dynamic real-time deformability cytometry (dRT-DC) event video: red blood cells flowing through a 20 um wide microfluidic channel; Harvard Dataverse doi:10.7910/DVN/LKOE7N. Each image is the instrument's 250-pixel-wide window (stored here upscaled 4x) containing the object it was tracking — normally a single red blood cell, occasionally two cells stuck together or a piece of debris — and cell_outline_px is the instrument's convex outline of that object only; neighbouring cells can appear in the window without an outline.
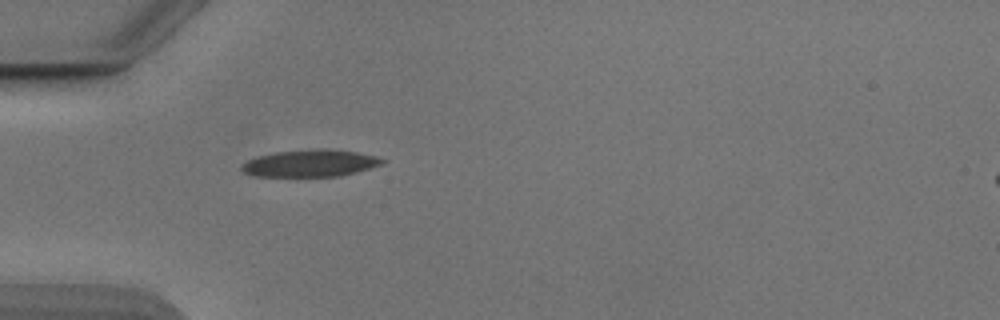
{"species": "Egyptian fruit bat (a non-hibernating species)", "species_latin": "Rousettus aegyptiacus", "temperature_condition": "cold", "stored_images_in_passage": 31, "camera_frame_rate_fps": 3000, "um_per_image_px": 0.085, "animal": {"sex": "male"}, "frame": {"image": 1, "passage_image": 1, "time_ms": 0.0, "image_size_px": [1000, 320], "cell_outline_px": [[388, 160], [384, 164], [336, 176], [256, 176], [244, 172], [240, 168], [240, 164], [256, 156], [276, 152], [316, 148], [328, 148], [356, 152], [376, 156]], "centroid_in_image_um": [26.36, 13.86], "position_along_channel_um": 58.6, "area_um2": 22.14}}
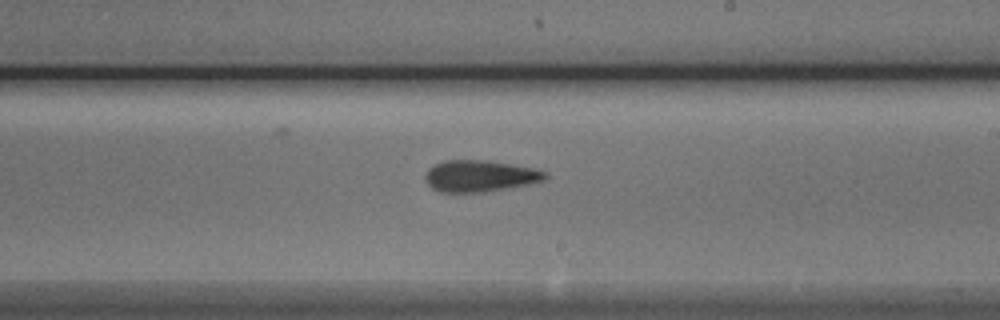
{"frame": {"image": 2, "passage_image": 16, "time_ms": 5.0, "image_size_px": [1000, 320], "cell_outline_px": [[548, 176], [544, 180], [484, 192], [440, 192], [432, 188], [424, 180], [424, 176], [428, 168], [444, 160], [488, 160], [536, 168], [548, 172]], "centroid_in_image_um": [40.77, 14.94], "position_along_channel_um": 248.2, "area_um2": 22.02}}
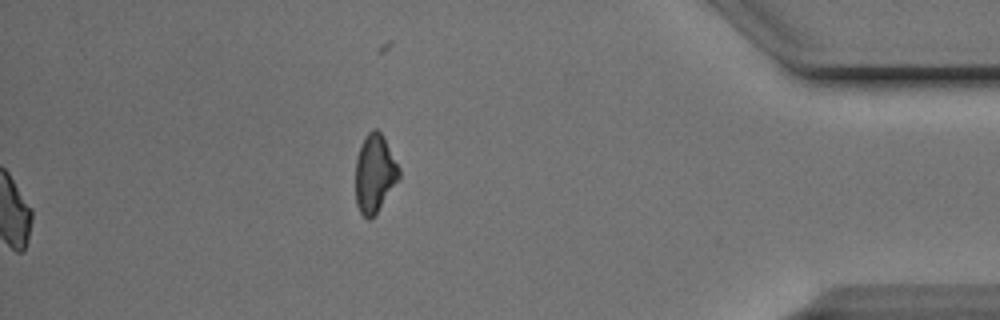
{"frame": {"image": 3, "passage_image": 31, "time_ms": 10.0, "image_size_px": [1000, 320], "cell_outline_px": [[400, 176], [376, 212], [368, 220], [360, 212], [356, 204], [356, 160], [360, 144], [368, 132], [372, 128], [376, 128], [384, 136], [400, 168]], "centroid_in_image_um": [31.84, 14.68], "position_along_channel_um": 403.4, "area_um2": 19.59}, "authors_computed_cell_mechanics": {"area_um2": 21.3282, "velocity_mm_per_s": 3.9017, "shape_relaxation_time_tau1_ms": 3.7388, "shape_relaxation_time_tau2_ms": 4.5244, "deformation_change_tau1": 0.158, "deformation_change_tau2": 0.1377}}